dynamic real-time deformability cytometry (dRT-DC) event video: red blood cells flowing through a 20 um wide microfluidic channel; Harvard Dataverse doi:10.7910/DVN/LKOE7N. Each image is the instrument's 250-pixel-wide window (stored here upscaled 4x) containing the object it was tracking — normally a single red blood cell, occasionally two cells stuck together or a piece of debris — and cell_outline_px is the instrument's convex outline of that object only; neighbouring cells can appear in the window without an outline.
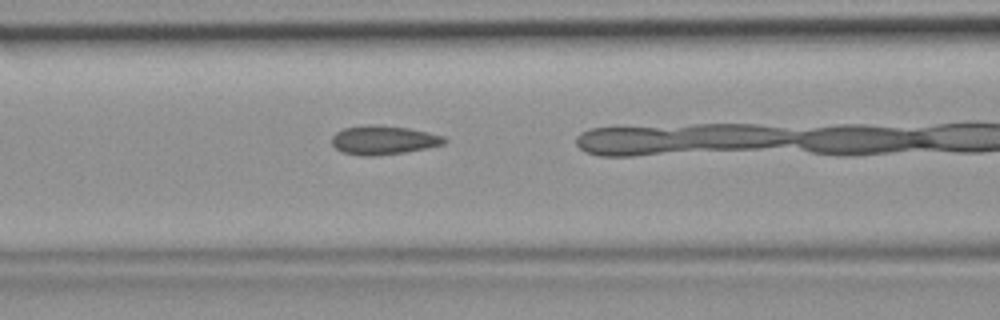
{"species": "common noctule bat (a hibernating species)", "species_latin": "Nyctalus noctula", "temperature_condition": "room temperature", "stored_images_in_passage": 33, "camera_frame_rate_fps": 3000, "um_per_image_px": 0.085, "animal": {"sex": "female", "body_mass_g": 19.9}, "frame": {"image": 1, "passage_image": 15, "time_ms": 4.667, "image_size_px": [1000, 320], "cell_outline_px": [[448, 140], [444, 144], [404, 152], [376, 156], [360, 156], [344, 152], [336, 148], [332, 144], [332, 136], [336, 132], [344, 128], [368, 124], [408, 128], [428, 132], [444, 136]], "centroid_in_image_um": [32.58, 11.9], "position_along_channel_um": 134.0, "area_um2": 18.84}}